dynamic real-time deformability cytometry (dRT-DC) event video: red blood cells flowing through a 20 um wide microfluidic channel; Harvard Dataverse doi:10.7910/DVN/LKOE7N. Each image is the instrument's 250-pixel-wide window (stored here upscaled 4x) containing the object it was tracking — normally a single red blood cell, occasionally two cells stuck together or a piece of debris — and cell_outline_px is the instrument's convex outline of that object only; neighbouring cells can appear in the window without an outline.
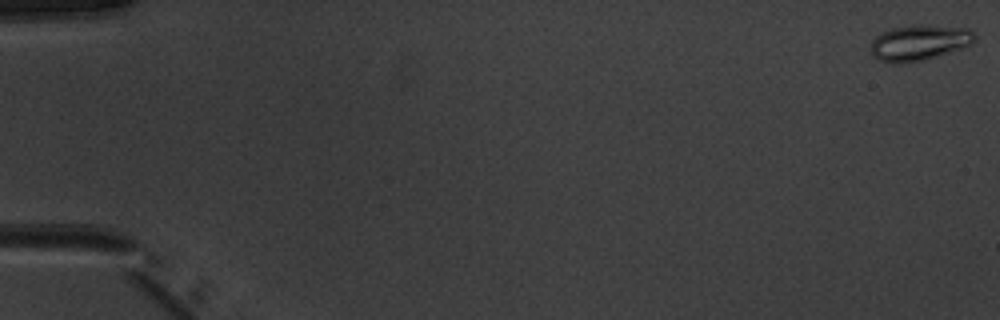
{"species": "common noctule bat (a hibernating species)", "species_latin": "Nyctalus noctula", "temperature_condition": "warm", "stored_images_in_passage": 11, "camera_frame_rate_fps": 3000, "um_per_image_px": 0.085, "animal": {"sex": "male", "body_mass_g": 20.1, "forearm_length_mm": 53.5}, "frame": {"image": 1, "passage_image": 1, "time_ms": 0.0, "image_size_px": [1000, 320], "cell_outline_px": [[976, 40], [972, 44], [924, 60], [900, 64], [880, 60], [872, 56], [872, 40], [876, 36], [892, 28], [912, 24], [924, 24], [968, 28], [976, 36]], "centroid_in_image_um": [78.15, 3.61], "position_along_channel_um": 6.8, "area_um2": 21.56}}